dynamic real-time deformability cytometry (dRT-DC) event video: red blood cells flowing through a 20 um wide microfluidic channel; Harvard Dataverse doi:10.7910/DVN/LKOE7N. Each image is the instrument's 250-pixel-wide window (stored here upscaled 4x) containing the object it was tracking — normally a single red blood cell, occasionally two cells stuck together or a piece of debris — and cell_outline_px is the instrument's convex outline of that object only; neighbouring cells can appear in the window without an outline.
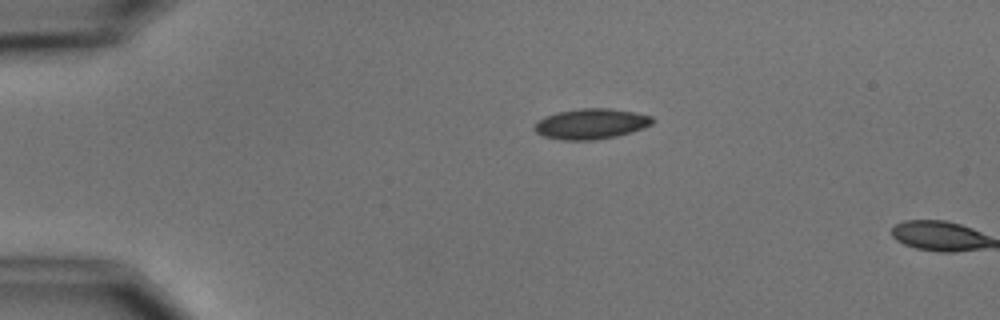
{"species": "common noctule bat (a hibernating species)", "species_latin": "Nyctalus noctula", "temperature_condition": "cold", "stored_images_in_passage": 2, "camera_frame_rate_fps": 3000, "um_per_image_px": 0.085, "animal": {"sex": "male", "body_mass_g": 15.6}, "frame": {"image": 1, "passage_image": 1, "time_ms": 0.0, "image_size_px": [1000, 320], "cell_outline_px": [[656, 120], [652, 124], [644, 128], [632, 132], [616, 136], [596, 140], [564, 140], [544, 136], [536, 132], [532, 128], [536, 120], [544, 116], [560, 112], [580, 108], [608, 108], [636, 112], [652, 116]], "centroid_in_image_um": [50.25, 10.52], "position_along_channel_um": 34.7, "area_um2": 21.15}}